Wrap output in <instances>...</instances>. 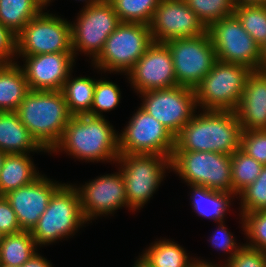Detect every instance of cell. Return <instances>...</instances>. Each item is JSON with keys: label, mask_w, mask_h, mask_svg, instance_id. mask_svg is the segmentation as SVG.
Segmentation results:
<instances>
[{"label": "cell", "mask_w": 266, "mask_h": 267, "mask_svg": "<svg viewBox=\"0 0 266 267\" xmlns=\"http://www.w3.org/2000/svg\"><path fill=\"white\" fill-rule=\"evenodd\" d=\"M241 125L235 111L203 110L175 136L174 151H209L232 155L240 149Z\"/></svg>", "instance_id": "obj_1"}, {"label": "cell", "mask_w": 266, "mask_h": 267, "mask_svg": "<svg viewBox=\"0 0 266 267\" xmlns=\"http://www.w3.org/2000/svg\"><path fill=\"white\" fill-rule=\"evenodd\" d=\"M118 135L105 116L76 115L69 120L59 142L50 152L65 151L86 162L115 163L120 154Z\"/></svg>", "instance_id": "obj_2"}, {"label": "cell", "mask_w": 266, "mask_h": 267, "mask_svg": "<svg viewBox=\"0 0 266 267\" xmlns=\"http://www.w3.org/2000/svg\"><path fill=\"white\" fill-rule=\"evenodd\" d=\"M15 112L48 153L59 142L73 116L62 91L29 90Z\"/></svg>", "instance_id": "obj_3"}, {"label": "cell", "mask_w": 266, "mask_h": 267, "mask_svg": "<svg viewBox=\"0 0 266 267\" xmlns=\"http://www.w3.org/2000/svg\"><path fill=\"white\" fill-rule=\"evenodd\" d=\"M84 223L75 185L63 183L51 196L47 209L30 233L37 247L49 245L74 235Z\"/></svg>", "instance_id": "obj_4"}, {"label": "cell", "mask_w": 266, "mask_h": 267, "mask_svg": "<svg viewBox=\"0 0 266 267\" xmlns=\"http://www.w3.org/2000/svg\"><path fill=\"white\" fill-rule=\"evenodd\" d=\"M252 71L242 64L217 60L194 89L196 105L203 110L235 111Z\"/></svg>", "instance_id": "obj_5"}, {"label": "cell", "mask_w": 266, "mask_h": 267, "mask_svg": "<svg viewBox=\"0 0 266 267\" xmlns=\"http://www.w3.org/2000/svg\"><path fill=\"white\" fill-rule=\"evenodd\" d=\"M153 42L149 25L121 22L92 63L99 71L126 75Z\"/></svg>", "instance_id": "obj_6"}, {"label": "cell", "mask_w": 266, "mask_h": 267, "mask_svg": "<svg viewBox=\"0 0 266 267\" xmlns=\"http://www.w3.org/2000/svg\"><path fill=\"white\" fill-rule=\"evenodd\" d=\"M171 170L187 185L232 193L230 155L209 151H174Z\"/></svg>", "instance_id": "obj_7"}, {"label": "cell", "mask_w": 266, "mask_h": 267, "mask_svg": "<svg viewBox=\"0 0 266 267\" xmlns=\"http://www.w3.org/2000/svg\"><path fill=\"white\" fill-rule=\"evenodd\" d=\"M117 162L133 211L143 208L163 181L165 170L171 169V157L164 155L119 154Z\"/></svg>", "instance_id": "obj_8"}, {"label": "cell", "mask_w": 266, "mask_h": 267, "mask_svg": "<svg viewBox=\"0 0 266 267\" xmlns=\"http://www.w3.org/2000/svg\"><path fill=\"white\" fill-rule=\"evenodd\" d=\"M73 53L71 23L43 10L16 36V56Z\"/></svg>", "instance_id": "obj_9"}, {"label": "cell", "mask_w": 266, "mask_h": 267, "mask_svg": "<svg viewBox=\"0 0 266 267\" xmlns=\"http://www.w3.org/2000/svg\"><path fill=\"white\" fill-rule=\"evenodd\" d=\"M172 56L179 86L195 89L217 61L209 33L193 38H177L164 43Z\"/></svg>", "instance_id": "obj_10"}, {"label": "cell", "mask_w": 266, "mask_h": 267, "mask_svg": "<svg viewBox=\"0 0 266 267\" xmlns=\"http://www.w3.org/2000/svg\"><path fill=\"white\" fill-rule=\"evenodd\" d=\"M120 23L109 0H100L94 5L83 7L76 22H71L74 57H77L76 54L80 51L94 60L102 51L106 39Z\"/></svg>", "instance_id": "obj_11"}, {"label": "cell", "mask_w": 266, "mask_h": 267, "mask_svg": "<svg viewBox=\"0 0 266 267\" xmlns=\"http://www.w3.org/2000/svg\"><path fill=\"white\" fill-rule=\"evenodd\" d=\"M119 136L120 154H153L172 157L174 135L142 107L132 115Z\"/></svg>", "instance_id": "obj_12"}, {"label": "cell", "mask_w": 266, "mask_h": 267, "mask_svg": "<svg viewBox=\"0 0 266 267\" xmlns=\"http://www.w3.org/2000/svg\"><path fill=\"white\" fill-rule=\"evenodd\" d=\"M207 32L215 49L217 60L237 63L259 70L260 46L244 30L235 14L212 23Z\"/></svg>", "instance_id": "obj_13"}, {"label": "cell", "mask_w": 266, "mask_h": 267, "mask_svg": "<svg viewBox=\"0 0 266 267\" xmlns=\"http://www.w3.org/2000/svg\"><path fill=\"white\" fill-rule=\"evenodd\" d=\"M141 107L164 125L174 137L197 110L195 90L183 86L140 93Z\"/></svg>", "instance_id": "obj_14"}, {"label": "cell", "mask_w": 266, "mask_h": 267, "mask_svg": "<svg viewBox=\"0 0 266 267\" xmlns=\"http://www.w3.org/2000/svg\"><path fill=\"white\" fill-rule=\"evenodd\" d=\"M80 199V208L86 222L95 217L113 214L121 207H128L124 177L119 169L89 181L81 187L75 186Z\"/></svg>", "instance_id": "obj_15"}, {"label": "cell", "mask_w": 266, "mask_h": 267, "mask_svg": "<svg viewBox=\"0 0 266 267\" xmlns=\"http://www.w3.org/2000/svg\"><path fill=\"white\" fill-rule=\"evenodd\" d=\"M149 27L155 43L193 38L207 31L184 0H161Z\"/></svg>", "instance_id": "obj_16"}, {"label": "cell", "mask_w": 266, "mask_h": 267, "mask_svg": "<svg viewBox=\"0 0 266 267\" xmlns=\"http://www.w3.org/2000/svg\"><path fill=\"white\" fill-rule=\"evenodd\" d=\"M126 75L138 93L178 85L172 56L164 43L153 42Z\"/></svg>", "instance_id": "obj_17"}, {"label": "cell", "mask_w": 266, "mask_h": 267, "mask_svg": "<svg viewBox=\"0 0 266 267\" xmlns=\"http://www.w3.org/2000/svg\"><path fill=\"white\" fill-rule=\"evenodd\" d=\"M61 185L40 174L32 183L3 195L16 213L23 231L34 228L47 209L51 196Z\"/></svg>", "instance_id": "obj_18"}, {"label": "cell", "mask_w": 266, "mask_h": 267, "mask_svg": "<svg viewBox=\"0 0 266 267\" xmlns=\"http://www.w3.org/2000/svg\"><path fill=\"white\" fill-rule=\"evenodd\" d=\"M29 90L61 91L74 66L73 53L21 56Z\"/></svg>", "instance_id": "obj_19"}, {"label": "cell", "mask_w": 266, "mask_h": 267, "mask_svg": "<svg viewBox=\"0 0 266 267\" xmlns=\"http://www.w3.org/2000/svg\"><path fill=\"white\" fill-rule=\"evenodd\" d=\"M243 131L266 129V72L253 70L235 110Z\"/></svg>", "instance_id": "obj_20"}, {"label": "cell", "mask_w": 266, "mask_h": 267, "mask_svg": "<svg viewBox=\"0 0 266 267\" xmlns=\"http://www.w3.org/2000/svg\"><path fill=\"white\" fill-rule=\"evenodd\" d=\"M0 150L7 154L45 152L15 111L0 112Z\"/></svg>", "instance_id": "obj_21"}, {"label": "cell", "mask_w": 266, "mask_h": 267, "mask_svg": "<svg viewBox=\"0 0 266 267\" xmlns=\"http://www.w3.org/2000/svg\"><path fill=\"white\" fill-rule=\"evenodd\" d=\"M39 174L29 154H6L0 170V196L32 183Z\"/></svg>", "instance_id": "obj_22"}, {"label": "cell", "mask_w": 266, "mask_h": 267, "mask_svg": "<svg viewBox=\"0 0 266 267\" xmlns=\"http://www.w3.org/2000/svg\"><path fill=\"white\" fill-rule=\"evenodd\" d=\"M28 91L21 66L16 62L0 66V112L16 111Z\"/></svg>", "instance_id": "obj_23"}, {"label": "cell", "mask_w": 266, "mask_h": 267, "mask_svg": "<svg viewBox=\"0 0 266 267\" xmlns=\"http://www.w3.org/2000/svg\"><path fill=\"white\" fill-rule=\"evenodd\" d=\"M192 189L191 206L197 215L223 222L226 211L231 206L233 193L211 190L200 185H189ZM228 208V209H227Z\"/></svg>", "instance_id": "obj_24"}, {"label": "cell", "mask_w": 266, "mask_h": 267, "mask_svg": "<svg viewBox=\"0 0 266 267\" xmlns=\"http://www.w3.org/2000/svg\"><path fill=\"white\" fill-rule=\"evenodd\" d=\"M43 9L36 0H0V23L17 36Z\"/></svg>", "instance_id": "obj_25"}, {"label": "cell", "mask_w": 266, "mask_h": 267, "mask_svg": "<svg viewBox=\"0 0 266 267\" xmlns=\"http://www.w3.org/2000/svg\"><path fill=\"white\" fill-rule=\"evenodd\" d=\"M37 251L30 231L6 234L0 245V265L21 267Z\"/></svg>", "instance_id": "obj_26"}, {"label": "cell", "mask_w": 266, "mask_h": 267, "mask_svg": "<svg viewBox=\"0 0 266 267\" xmlns=\"http://www.w3.org/2000/svg\"><path fill=\"white\" fill-rule=\"evenodd\" d=\"M71 76L70 73L61 90L69 112L73 116L87 115L92 108L97 80L89 77H76L72 79Z\"/></svg>", "instance_id": "obj_27"}, {"label": "cell", "mask_w": 266, "mask_h": 267, "mask_svg": "<svg viewBox=\"0 0 266 267\" xmlns=\"http://www.w3.org/2000/svg\"><path fill=\"white\" fill-rule=\"evenodd\" d=\"M141 256L153 267H191L196 259H189L184 248L169 239L156 241Z\"/></svg>", "instance_id": "obj_28"}, {"label": "cell", "mask_w": 266, "mask_h": 267, "mask_svg": "<svg viewBox=\"0 0 266 267\" xmlns=\"http://www.w3.org/2000/svg\"><path fill=\"white\" fill-rule=\"evenodd\" d=\"M232 173V193L237 195L252 184L259 176L263 165L248 156L241 149L230 155Z\"/></svg>", "instance_id": "obj_29"}, {"label": "cell", "mask_w": 266, "mask_h": 267, "mask_svg": "<svg viewBox=\"0 0 266 267\" xmlns=\"http://www.w3.org/2000/svg\"><path fill=\"white\" fill-rule=\"evenodd\" d=\"M121 22L149 25L161 0H109Z\"/></svg>", "instance_id": "obj_30"}, {"label": "cell", "mask_w": 266, "mask_h": 267, "mask_svg": "<svg viewBox=\"0 0 266 267\" xmlns=\"http://www.w3.org/2000/svg\"><path fill=\"white\" fill-rule=\"evenodd\" d=\"M234 14L244 30L262 47L266 43V5H236Z\"/></svg>", "instance_id": "obj_31"}, {"label": "cell", "mask_w": 266, "mask_h": 267, "mask_svg": "<svg viewBox=\"0 0 266 267\" xmlns=\"http://www.w3.org/2000/svg\"><path fill=\"white\" fill-rule=\"evenodd\" d=\"M203 25L208 28L212 23L233 15L234 0H184Z\"/></svg>", "instance_id": "obj_32"}, {"label": "cell", "mask_w": 266, "mask_h": 267, "mask_svg": "<svg viewBox=\"0 0 266 267\" xmlns=\"http://www.w3.org/2000/svg\"><path fill=\"white\" fill-rule=\"evenodd\" d=\"M120 98L121 92L118 85L105 79L97 80L92 108L87 115L103 117V112L111 111L118 106Z\"/></svg>", "instance_id": "obj_33"}, {"label": "cell", "mask_w": 266, "mask_h": 267, "mask_svg": "<svg viewBox=\"0 0 266 267\" xmlns=\"http://www.w3.org/2000/svg\"><path fill=\"white\" fill-rule=\"evenodd\" d=\"M241 215L266 210V166H263L257 179L239 194Z\"/></svg>", "instance_id": "obj_34"}, {"label": "cell", "mask_w": 266, "mask_h": 267, "mask_svg": "<svg viewBox=\"0 0 266 267\" xmlns=\"http://www.w3.org/2000/svg\"><path fill=\"white\" fill-rule=\"evenodd\" d=\"M240 217L244 234L250 239L245 245L266 251V210L249 212Z\"/></svg>", "instance_id": "obj_35"}, {"label": "cell", "mask_w": 266, "mask_h": 267, "mask_svg": "<svg viewBox=\"0 0 266 267\" xmlns=\"http://www.w3.org/2000/svg\"><path fill=\"white\" fill-rule=\"evenodd\" d=\"M240 149L266 166V129L242 130Z\"/></svg>", "instance_id": "obj_36"}, {"label": "cell", "mask_w": 266, "mask_h": 267, "mask_svg": "<svg viewBox=\"0 0 266 267\" xmlns=\"http://www.w3.org/2000/svg\"><path fill=\"white\" fill-rule=\"evenodd\" d=\"M225 267H266V251L243 244Z\"/></svg>", "instance_id": "obj_37"}, {"label": "cell", "mask_w": 266, "mask_h": 267, "mask_svg": "<svg viewBox=\"0 0 266 267\" xmlns=\"http://www.w3.org/2000/svg\"><path fill=\"white\" fill-rule=\"evenodd\" d=\"M212 247L224 251L227 254H230L228 259L226 260L227 263L223 264L226 266L230 260L233 258L234 254L242 247V245L235 243V239L233 237V234L230 233L227 228L225 227L224 221L218 222V228L211 236V239L209 240Z\"/></svg>", "instance_id": "obj_38"}, {"label": "cell", "mask_w": 266, "mask_h": 267, "mask_svg": "<svg viewBox=\"0 0 266 267\" xmlns=\"http://www.w3.org/2000/svg\"><path fill=\"white\" fill-rule=\"evenodd\" d=\"M0 231L5 235L22 231L16 213L4 196H0Z\"/></svg>", "instance_id": "obj_39"}, {"label": "cell", "mask_w": 266, "mask_h": 267, "mask_svg": "<svg viewBox=\"0 0 266 267\" xmlns=\"http://www.w3.org/2000/svg\"><path fill=\"white\" fill-rule=\"evenodd\" d=\"M16 55V36L0 23V62L14 63ZM14 57V58H13Z\"/></svg>", "instance_id": "obj_40"}, {"label": "cell", "mask_w": 266, "mask_h": 267, "mask_svg": "<svg viewBox=\"0 0 266 267\" xmlns=\"http://www.w3.org/2000/svg\"><path fill=\"white\" fill-rule=\"evenodd\" d=\"M21 267H52V264L36 252Z\"/></svg>", "instance_id": "obj_41"}, {"label": "cell", "mask_w": 266, "mask_h": 267, "mask_svg": "<svg viewBox=\"0 0 266 267\" xmlns=\"http://www.w3.org/2000/svg\"><path fill=\"white\" fill-rule=\"evenodd\" d=\"M259 70L266 72V43L262 47H260Z\"/></svg>", "instance_id": "obj_42"}, {"label": "cell", "mask_w": 266, "mask_h": 267, "mask_svg": "<svg viewBox=\"0 0 266 267\" xmlns=\"http://www.w3.org/2000/svg\"><path fill=\"white\" fill-rule=\"evenodd\" d=\"M236 5H266V0H234Z\"/></svg>", "instance_id": "obj_43"}, {"label": "cell", "mask_w": 266, "mask_h": 267, "mask_svg": "<svg viewBox=\"0 0 266 267\" xmlns=\"http://www.w3.org/2000/svg\"><path fill=\"white\" fill-rule=\"evenodd\" d=\"M212 264L213 263L211 262H206L205 260L201 261V260H198L197 258L191 267H219L218 264H213V265Z\"/></svg>", "instance_id": "obj_44"}, {"label": "cell", "mask_w": 266, "mask_h": 267, "mask_svg": "<svg viewBox=\"0 0 266 267\" xmlns=\"http://www.w3.org/2000/svg\"><path fill=\"white\" fill-rule=\"evenodd\" d=\"M140 258H138L136 260V262L134 263L133 267H153L146 259H144L142 256H139Z\"/></svg>", "instance_id": "obj_45"}, {"label": "cell", "mask_w": 266, "mask_h": 267, "mask_svg": "<svg viewBox=\"0 0 266 267\" xmlns=\"http://www.w3.org/2000/svg\"><path fill=\"white\" fill-rule=\"evenodd\" d=\"M80 1H85V7H88V6H91V5H94L96 3H98L100 0H80Z\"/></svg>", "instance_id": "obj_46"}, {"label": "cell", "mask_w": 266, "mask_h": 267, "mask_svg": "<svg viewBox=\"0 0 266 267\" xmlns=\"http://www.w3.org/2000/svg\"><path fill=\"white\" fill-rule=\"evenodd\" d=\"M7 153L3 152L2 150H0V170L2 168V165H3V161H4V158L6 156Z\"/></svg>", "instance_id": "obj_47"}, {"label": "cell", "mask_w": 266, "mask_h": 267, "mask_svg": "<svg viewBox=\"0 0 266 267\" xmlns=\"http://www.w3.org/2000/svg\"><path fill=\"white\" fill-rule=\"evenodd\" d=\"M36 1H38L45 8V6H48L47 4H50L51 0H36Z\"/></svg>", "instance_id": "obj_48"}, {"label": "cell", "mask_w": 266, "mask_h": 267, "mask_svg": "<svg viewBox=\"0 0 266 267\" xmlns=\"http://www.w3.org/2000/svg\"><path fill=\"white\" fill-rule=\"evenodd\" d=\"M4 235H5V234H4L2 231H0V245H1V243H2V240H3Z\"/></svg>", "instance_id": "obj_49"}]
</instances>
